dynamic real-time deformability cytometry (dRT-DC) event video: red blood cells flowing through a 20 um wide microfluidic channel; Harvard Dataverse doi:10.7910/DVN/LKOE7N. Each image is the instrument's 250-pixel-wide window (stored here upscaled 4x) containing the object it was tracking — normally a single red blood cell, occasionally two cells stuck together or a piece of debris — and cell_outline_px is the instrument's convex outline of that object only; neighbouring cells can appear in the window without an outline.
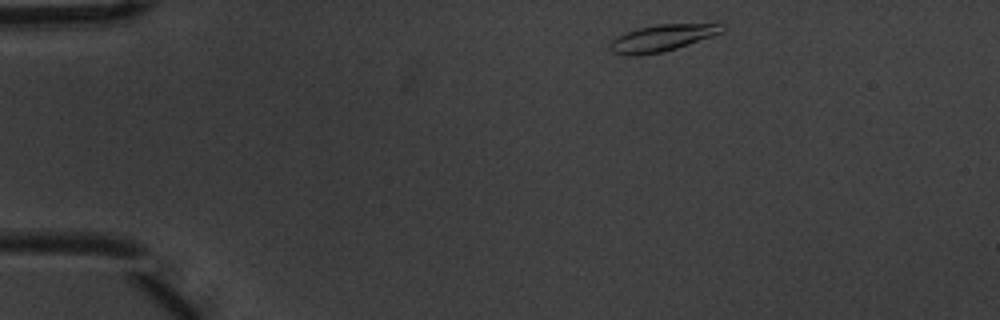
{"species": "common noctule bat (a hibernating species)", "species_latin": "Nyctalus noctula", "temperature_condition": "warm", "stored_images_in_passage": 3, "camera_frame_rate_fps": 3000, "um_per_image_px": 0.085, "animal": {"sex": "male", "body_mass_g": 20.1, "forearm_length_mm": 53.5}, "frame": {"image": 1, "passage_image": 1, "time_ms": 0.0, "image_size_px": [1000, 320], "cell_outline_px": [[728, 28], [724, 32], [664, 52], [640, 56], [624, 56], [612, 52], [608, 48], [608, 44], [612, 40], [628, 32], [640, 28], [656, 24], [724, 24]], "centroid_in_image_um": [56.28, 3.25], "position_along_channel_um": 28.7, "area_um2": 17.51}}